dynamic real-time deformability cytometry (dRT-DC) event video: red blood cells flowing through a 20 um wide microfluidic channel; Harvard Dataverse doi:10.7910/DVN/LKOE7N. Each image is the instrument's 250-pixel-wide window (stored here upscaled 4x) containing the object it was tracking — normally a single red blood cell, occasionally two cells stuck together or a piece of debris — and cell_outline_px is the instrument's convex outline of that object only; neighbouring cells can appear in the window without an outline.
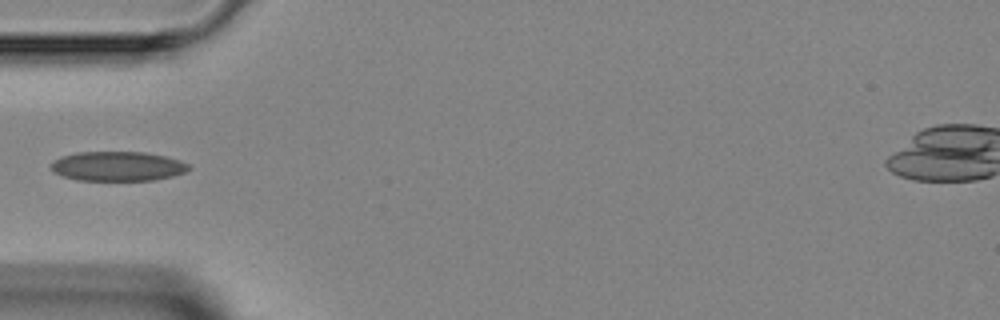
{"species": "Egyptian fruit bat (a non-hibernating species)", "species_latin": "Rousettus aegyptiacus", "temperature_condition": "room temperature", "stored_images_in_passage": 2, "camera_frame_rate_fps": 3000, "um_per_image_px": 0.085, "animal": {"sex": "female"}, "frame": {"image": 1, "passage_image": 1, "time_ms": 0.0, "image_size_px": [1000, 320], "cell_outline_px": [[192, 168], [184, 172], [172, 176], [152, 180], [76, 180], [52, 172], [52, 160], [60, 156], [76, 152], [144, 152], [164, 156], [180, 160], [188, 164]], "centroid_in_image_um": [9.97, 14.12], "position_along_channel_um": 75.0, "area_um2": 23.7}}
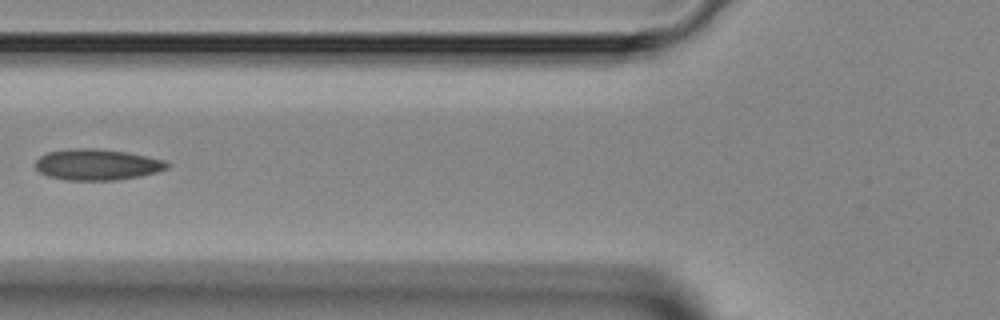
{"frame": {"image": 2, "passage_image": 2, "time_ms": 1.0, "image_size_px": [1000, 320], "cell_outline_px": [[172, 164], [168, 168], [156, 172], [140, 176], [116, 180], [64, 180], [48, 176], [40, 172], [36, 168], [36, 160], [40, 156], [48, 152], [76, 148], [96, 148], [128, 152], [148, 156], [164, 160]], "centroid_in_image_um": [8.28, 13.99], "position_along_channel_um": 117.5, "area_um2": 23.93}}